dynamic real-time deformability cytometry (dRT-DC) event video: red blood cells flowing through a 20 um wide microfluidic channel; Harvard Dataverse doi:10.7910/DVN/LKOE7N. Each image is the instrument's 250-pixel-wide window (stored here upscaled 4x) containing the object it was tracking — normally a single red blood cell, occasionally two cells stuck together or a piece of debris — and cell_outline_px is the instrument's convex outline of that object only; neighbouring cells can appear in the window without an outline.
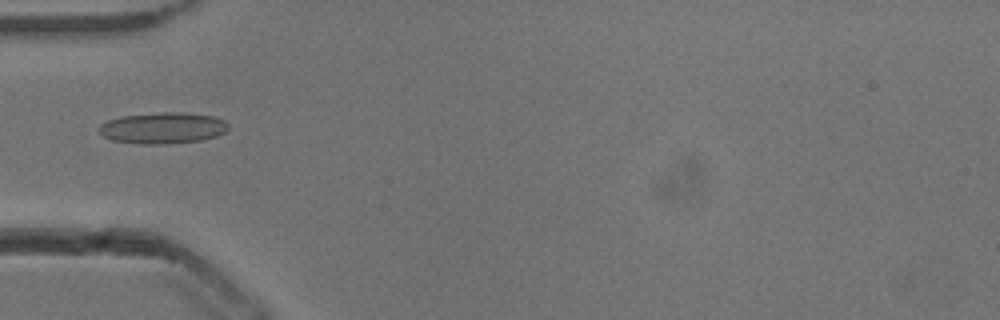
{"species": "common noctule bat (a hibernating species)", "species_latin": "Nyctalus noctula", "temperature_condition": "cold", "stored_images_in_passage": 22, "camera_frame_rate_fps": 3000, "um_per_image_px": 0.085, "animal": {"sex": "male", "body_mass_g": 13.3}, "frame": {"image": 1, "passage_image": 1, "time_ms": 0.0, "image_size_px": [1000, 320], "cell_outline_px": [[228, 128], [224, 132], [216, 136], [200, 140], [164, 144], [140, 144], [112, 140], [104, 136], [96, 128], [100, 124], [108, 120], [120, 116], [160, 112], [184, 112], [212, 116], [224, 120], [228, 124]], "centroid_in_image_um": [13.81, 10.87], "position_along_channel_um": 71.2, "area_um2": 23.58}}
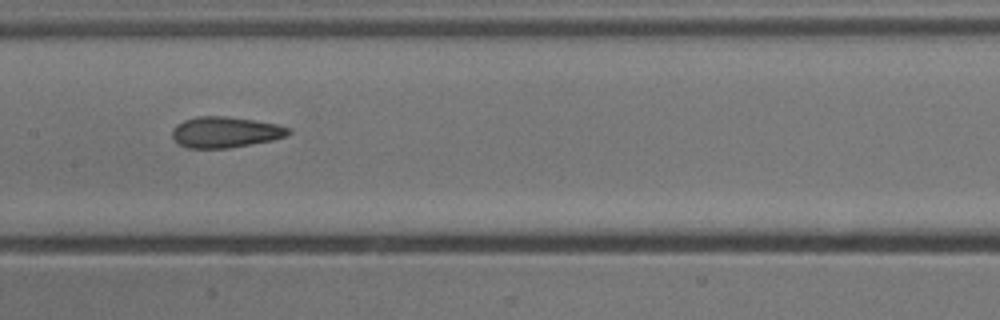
{"frame": {"image": 2, "passage_image": 10, "time_ms": 3.0, "image_size_px": [1000, 320], "cell_outline_px": [[292, 132], [284, 136], [272, 140], [228, 148], [188, 148], [180, 144], [172, 136], [172, 128], [176, 124], [184, 120], [196, 116], [224, 116], [252, 120], [276, 124], [292, 128]], "centroid_in_image_um": [19.14, 11.23], "position_along_channel_um": 188.3, "area_um2": 20.81}}
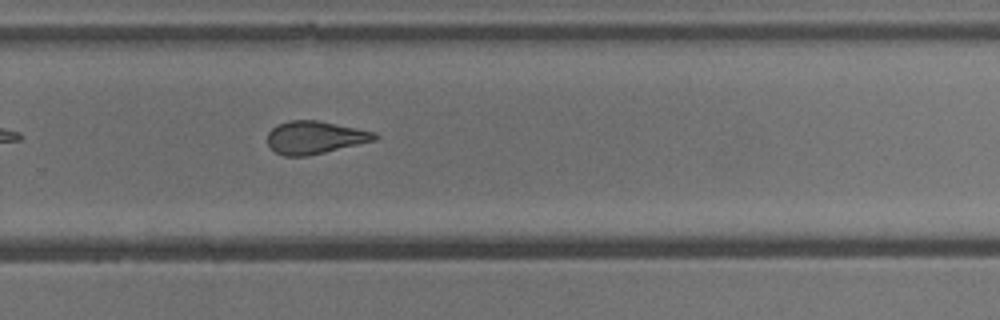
{"frame": {"image": 3, "passage_image": 19, "time_ms": 6.0, "image_size_px": [1000, 320], "cell_outline_px": [[380, 136], [376, 140], [308, 156], [284, 156], [276, 152], [268, 144], [268, 132], [276, 124], [288, 120], [316, 120], [376, 132]], "centroid_in_image_um": [26.76, 11.68], "position_along_channel_um": 303.0, "area_um2": 20.46}}